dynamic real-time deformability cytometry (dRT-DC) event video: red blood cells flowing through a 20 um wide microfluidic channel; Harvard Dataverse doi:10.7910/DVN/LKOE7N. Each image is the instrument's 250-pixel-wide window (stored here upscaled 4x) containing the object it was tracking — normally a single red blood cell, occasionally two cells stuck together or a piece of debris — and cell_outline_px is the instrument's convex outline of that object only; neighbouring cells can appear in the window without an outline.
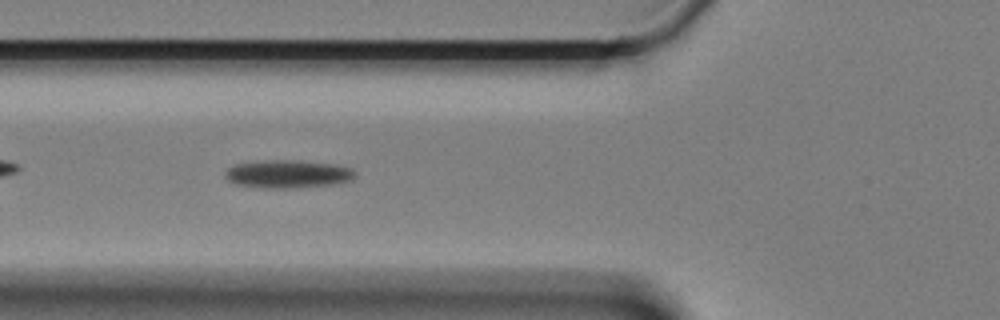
{"species": "Egyptian fruit bat (a non-hibernating species)", "species_latin": "Rousettus aegyptiacus", "temperature_condition": "cold", "stored_images_in_passage": 45, "camera_frame_rate_fps": 3000, "um_per_image_px": 0.085, "animal": {"sex": "female"}, "frame": {"image": 1, "passage_image": 6, "time_ms": 1.667, "image_size_px": [1000, 320], "cell_outline_px": [[356, 176], [352, 180], [336, 184], [296, 188], [260, 188], [236, 184], [228, 180], [224, 176], [224, 172], [232, 164], [264, 160], [292, 160], [332, 164], [352, 168], [356, 172]], "centroid_in_image_um": [24.45, 14.8], "position_along_channel_um": 101.4, "area_um2": 21.5}}
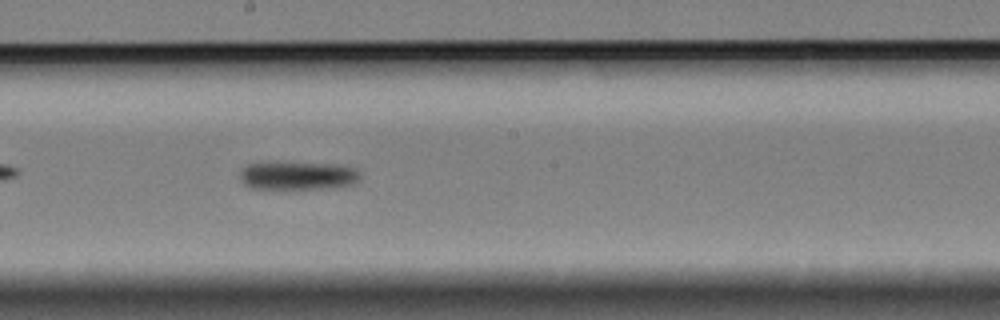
{"frame": {"image": 2, "passage_image": 17, "time_ms": 5.333, "image_size_px": [1000, 320], "cell_outline_px": [[360, 180], [356, 184], [332, 188], [248, 188], [240, 180], [240, 172], [248, 164], [276, 160], [340, 164], [356, 168], [360, 172]], "centroid_in_image_um": [25.34, 14.88], "position_along_channel_um": 222.9, "area_um2": 20.75}}
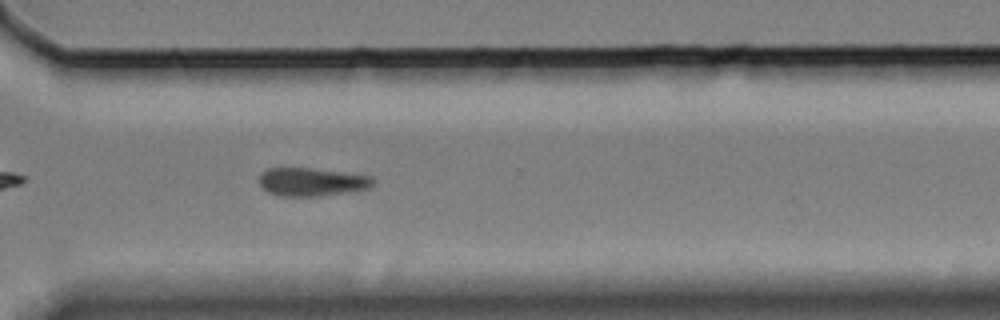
{"frame": {"image": 3, "passage_image": 28, "time_ms": 9.0, "image_size_px": [1000, 320], "cell_outline_px": [[376, 184], [372, 188], [320, 196], [280, 196], [268, 192], [260, 184], [260, 172], [268, 168], [308, 168], [372, 176], [376, 180]], "centroid_in_image_um": [26.54, 15.46], "position_along_channel_um": 344.1, "area_um2": 18.79}, "authors_computed_cell_mechanics": {"area_um2": 19.9988, "velocity_mm_per_s": 3.3112, "shape_relaxation_time_tau1_ms": 2.0128, "shape_relaxation_time_tau2_ms": null, "deformation_change_tau1": 0.0618, "deformation_change_tau2": null}}